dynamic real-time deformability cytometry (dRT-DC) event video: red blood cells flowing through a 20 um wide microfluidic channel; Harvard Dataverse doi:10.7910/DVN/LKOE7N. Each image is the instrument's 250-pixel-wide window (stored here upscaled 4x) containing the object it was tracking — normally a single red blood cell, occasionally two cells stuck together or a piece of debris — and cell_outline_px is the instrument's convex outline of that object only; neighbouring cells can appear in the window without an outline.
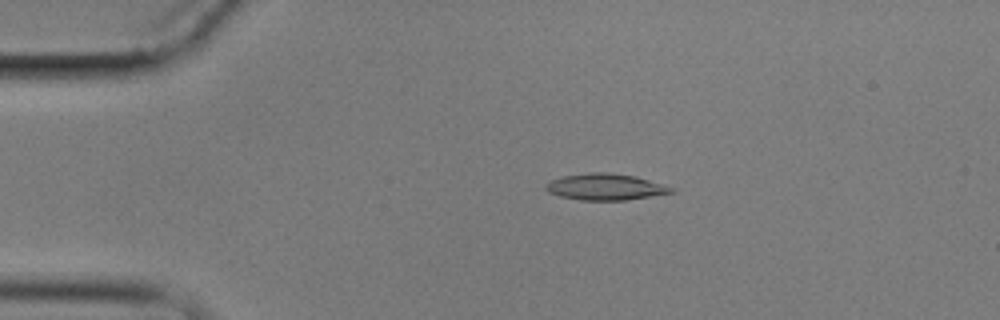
{"species": "common noctule bat (a hibernating species)", "species_latin": "Nyctalus noctula", "temperature_condition": "cold", "stored_images_in_passage": 6, "camera_frame_rate_fps": 3000, "um_per_image_px": 0.085, "animal": {"sex": "male", "body_mass_g": 17.9}, "frame": {"image": 1, "passage_image": 4, "time_ms": 3.333, "image_size_px": [1000, 320], "cell_outline_px": [[676, 192], [624, 200], [580, 200], [560, 196], [548, 192], [544, 188], [544, 184], [552, 180], [564, 176], [588, 172], [608, 172], [636, 176], [676, 188]], "centroid_in_image_um": [51.47, 15.88], "position_along_channel_um": 33.5, "area_um2": 19.36}}
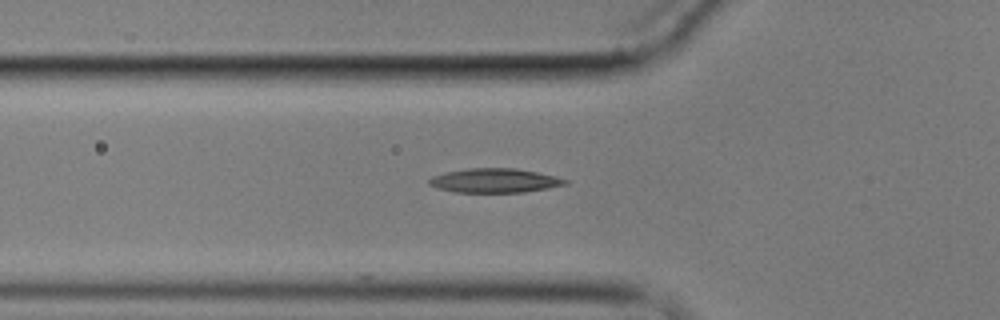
{"frame": {"image": 2, "passage_image": 6, "time_ms": 6.0, "image_size_px": [1000, 320], "cell_outline_px": [[568, 184], [548, 188], [524, 192], [452, 192], [436, 188], [428, 184], [428, 180], [432, 176], [448, 172], [468, 168], [516, 168], [556, 176], [568, 180]], "centroid_in_image_um": [42.04, 15.35], "position_along_channel_um": 83.8, "area_um2": 19.19}}